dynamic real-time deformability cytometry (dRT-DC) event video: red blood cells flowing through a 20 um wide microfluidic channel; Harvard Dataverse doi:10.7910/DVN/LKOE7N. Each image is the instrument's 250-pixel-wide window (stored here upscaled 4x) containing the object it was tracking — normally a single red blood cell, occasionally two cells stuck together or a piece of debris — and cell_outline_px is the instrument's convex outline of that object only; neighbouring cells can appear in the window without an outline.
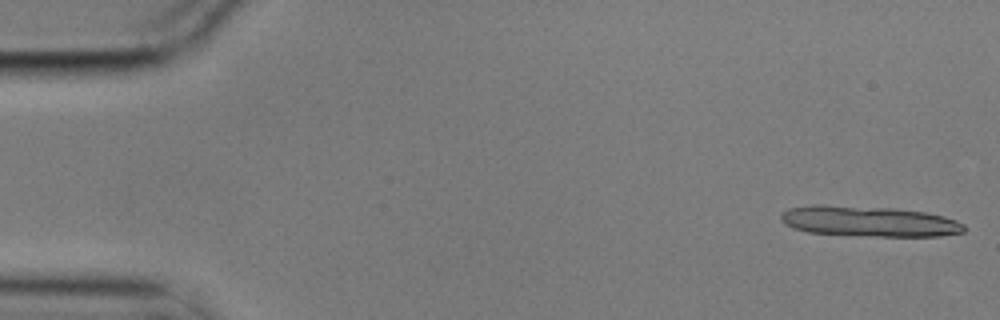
{"species": "common noctule bat (a hibernating species)", "species_latin": "Nyctalus noctula", "temperature_condition": "cold", "stored_images_in_passage": 5, "segment_of_instrument_passage": [2, 2], "camera_frame_rate_fps": 3000, "um_per_image_px": 0.085, "animal": {"sex": "male", "body_mass_g": 17.9}, "frame": {"image": 1, "passage_image": 5, "time_ms": 1.333, "image_size_px": [1000, 320], "cell_outline_px": [[964, 232], [940, 236], [876, 236], [808, 232], [792, 228], [784, 224], [780, 220], [780, 216], [788, 208], [812, 204], [824, 204], [896, 208], [924, 212], [944, 216], [956, 220], [964, 224]], "centroid_in_image_um": [73.83, 18.8], "position_along_channel_um": 11.2, "area_um2": 32.77}}